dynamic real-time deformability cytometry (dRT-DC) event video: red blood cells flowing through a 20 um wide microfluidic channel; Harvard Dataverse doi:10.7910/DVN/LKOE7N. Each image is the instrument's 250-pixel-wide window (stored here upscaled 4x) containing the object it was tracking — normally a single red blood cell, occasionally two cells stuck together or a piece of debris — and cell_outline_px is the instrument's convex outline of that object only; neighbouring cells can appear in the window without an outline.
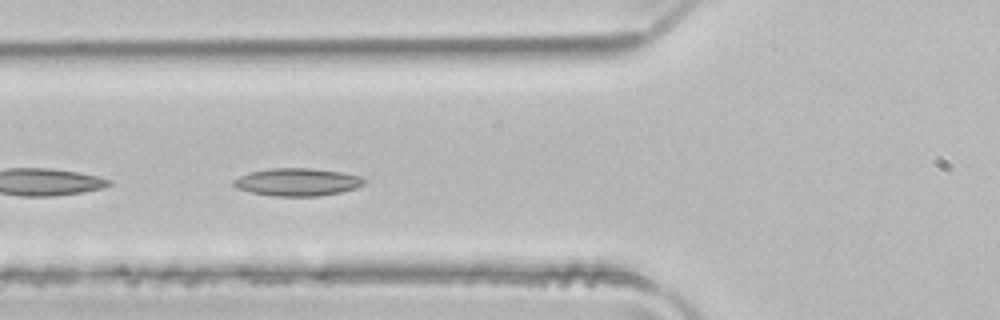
{"species": "common noctule bat (a hibernating species)", "species_latin": "Nyctalus noctula", "temperature_condition": "room temperature", "stored_images_in_passage": 9, "camera_frame_rate_fps": 3000, "um_per_image_px": 0.085, "animal": {"sex": "male", "body_mass_g": 21.5, "forearm_length_mm": 52.0}, "frame": {"image": 1, "passage_image": 6, "time_ms": 1.667, "image_size_px": [1000, 320], "cell_outline_px": [[368, 180], [364, 184], [356, 188], [340, 192], [316, 196], [272, 196], [252, 192], [236, 188], [232, 184], [232, 180], [248, 172], [268, 168], [308, 168], [340, 172], [360, 176]], "centroid_in_image_um": [25.25, 15.47], "position_along_channel_um": 100.5, "area_um2": 21.1}}